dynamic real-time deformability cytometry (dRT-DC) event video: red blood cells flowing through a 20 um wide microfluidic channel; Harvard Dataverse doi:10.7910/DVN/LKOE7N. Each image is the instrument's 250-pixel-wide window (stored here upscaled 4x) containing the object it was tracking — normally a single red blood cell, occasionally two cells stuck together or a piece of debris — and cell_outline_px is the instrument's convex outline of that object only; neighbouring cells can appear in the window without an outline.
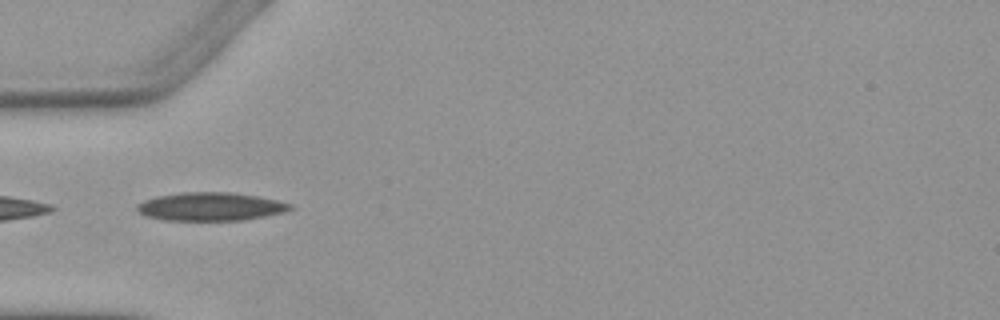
{"species": "Egyptian fruit bat (a non-hibernating species)", "species_latin": "Rousettus aegyptiacus", "temperature_condition": "warm", "stored_images_in_passage": 4, "camera_frame_rate_fps": 3000, "um_per_image_px": 0.085, "animal": {"sex": "female"}, "frame": {"image": 1, "passage_image": 2, "time_ms": 1.0, "image_size_px": [1000, 320], "cell_outline_px": [[292, 208], [284, 212], [244, 220], [164, 220], [144, 216], [136, 212], [136, 204], [144, 200], [156, 196], [184, 192], [232, 192], [256, 196], [276, 200], [292, 204]], "centroid_in_image_um": [17.83, 17.56], "position_along_channel_um": 67.2, "area_um2": 25.32}}
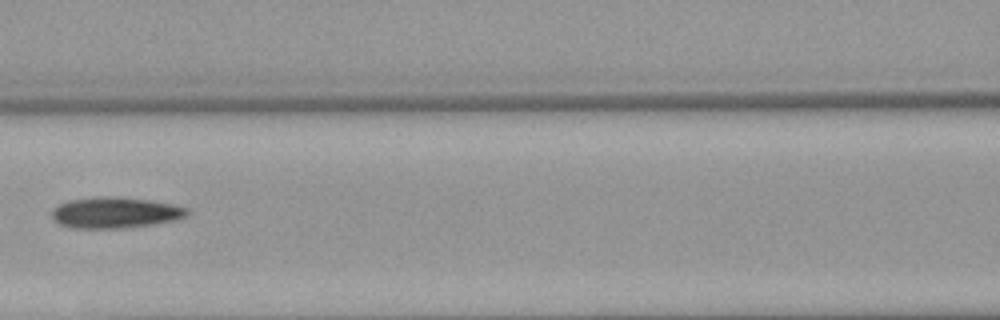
{"frame": {"image": 2, "passage_image": 4, "time_ms": 3.333, "image_size_px": [1000, 320], "cell_outline_px": [[192, 212], [176, 220], [156, 224], [124, 228], [72, 228], [60, 224], [52, 220], [52, 208], [68, 200], [100, 196], [148, 200], [172, 204], [188, 208]], "centroid_in_image_um": [9.78, 18.09], "position_along_channel_um": 156.8, "area_um2": 24.45}}